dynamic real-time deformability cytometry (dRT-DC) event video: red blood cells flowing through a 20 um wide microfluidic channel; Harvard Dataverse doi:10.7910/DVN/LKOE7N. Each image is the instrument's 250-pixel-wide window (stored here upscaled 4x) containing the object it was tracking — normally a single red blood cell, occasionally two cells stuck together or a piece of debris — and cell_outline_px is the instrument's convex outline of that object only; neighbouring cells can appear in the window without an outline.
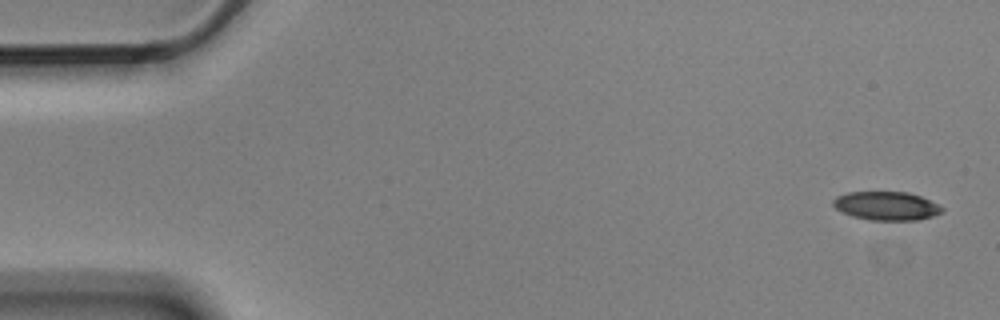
{"species": "Egyptian fruit bat (a non-hibernating species)", "species_latin": "Rousettus aegyptiacus", "temperature_condition": "cold", "stored_images_in_passage": 6, "camera_frame_rate_fps": 3000, "um_per_image_px": 0.085, "animal": {"sex": "male"}, "frame": {"image": 1, "passage_image": 1, "time_ms": 0.0, "image_size_px": [1000, 320], "cell_outline_px": [[944, 212], [932, 216], [916, 220], [868, 220], [852, 216], [836, 208], [832, 204], [832, 200], [836, 196], [848, 192], [908, 192], [920, 196], [944, 208]], "centroid_in_image_um": [75.33, 17.5], "position_along_channel_um": 9.7, "area_um2": 18.09}}
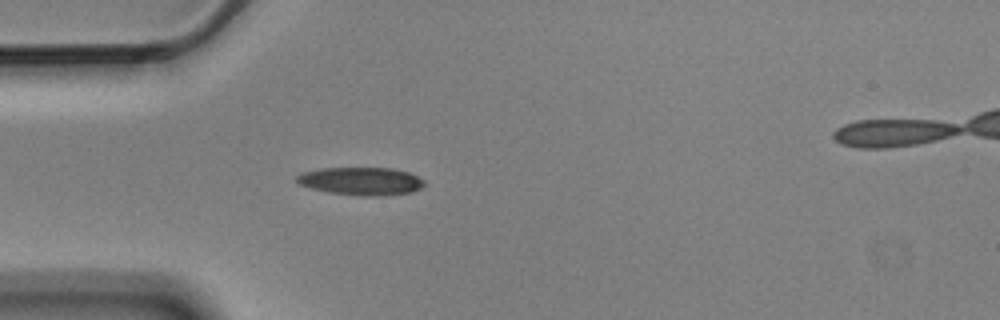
{"frame": {"image": 2, "passage_image": 5, "time_ms": 1.333, "image_size_px": [1000, 320], "cell_outline_px": [[428, 184], [412, 192], [376, 196], [364, 196], [328, 192], [312, 188], [300, 184], [296, 180], [296, 176], [304, 172], [320, 168], [392, 168], [408, 172], [424, 180]], "centroid_in_image_um": [30.72, 15.39], "position_along_channel_um": 54.3, "area_um2": 20.63}}